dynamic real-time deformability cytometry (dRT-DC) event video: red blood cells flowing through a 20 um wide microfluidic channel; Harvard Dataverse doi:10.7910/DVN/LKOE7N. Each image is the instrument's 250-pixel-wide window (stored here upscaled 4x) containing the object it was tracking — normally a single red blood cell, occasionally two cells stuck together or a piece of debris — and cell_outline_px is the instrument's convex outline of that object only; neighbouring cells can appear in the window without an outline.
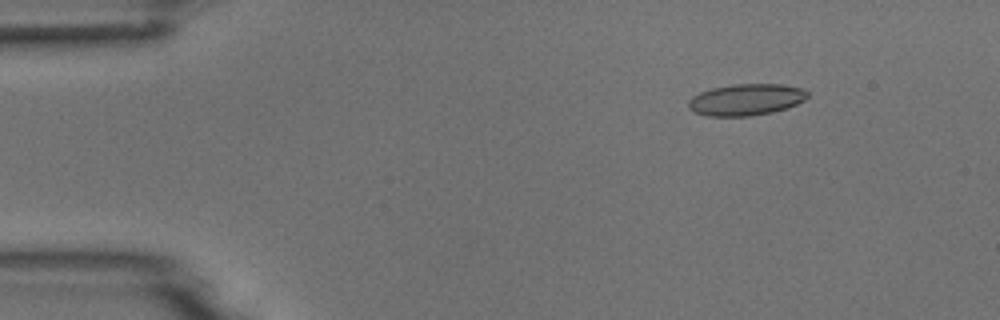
{"species": "common noctule bat (a hibernating species)", "species_latin": "Nyctalus noctula", "temperature_condition": "room temperature", "stored_images_in_passage": 4, "camera_frame_rate_fps": 3000, "um_per_image_px": 0.085, "animal": {"sex": "male", "body_mass_g": 18.8}, "frame": {"image": 1, "passage_image": 2, "time_ms": 1.0, "image_size_px": [1000, 320], "cell_outline_px": [[808, 96], [804, 100], [788, 108], [772, 112], [748, 116], [708, 116], [696, 112], [688, 108], [688, 100], [692, 96], [700, 92], [712, 88], [732, 84], [780, 84], [804, 88], [808, 92]], "centroid_in_image_um": [63.42, 8.46], "position_along_channel_um": 21.6, "area_um2": 21.96}}
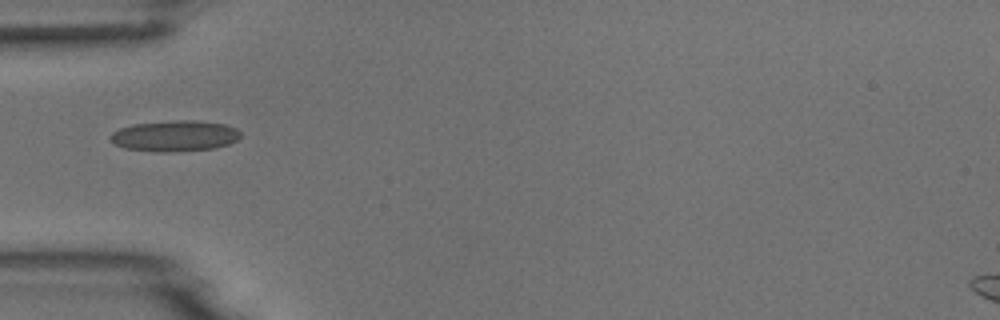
{"frame": {"image": 2, "passage_image": 4, "time_ms": 4.333, "image_size_px": [1000, 320], "cell_outline_px": [[240, 136], [236, 140], [228, 144], [216, 148], [176, 152], [160, 152], [124, 148], [116, 144], [108, 136], [112, 132], [120, 128], [132, 124], [176, 120], [192, 120], [224, 124], [236, 128], [240, 132]], "centroid_in_image_um": [14.85, 11.55], "position_along_channel_um": 70.1, "area_um2": 23.47}}